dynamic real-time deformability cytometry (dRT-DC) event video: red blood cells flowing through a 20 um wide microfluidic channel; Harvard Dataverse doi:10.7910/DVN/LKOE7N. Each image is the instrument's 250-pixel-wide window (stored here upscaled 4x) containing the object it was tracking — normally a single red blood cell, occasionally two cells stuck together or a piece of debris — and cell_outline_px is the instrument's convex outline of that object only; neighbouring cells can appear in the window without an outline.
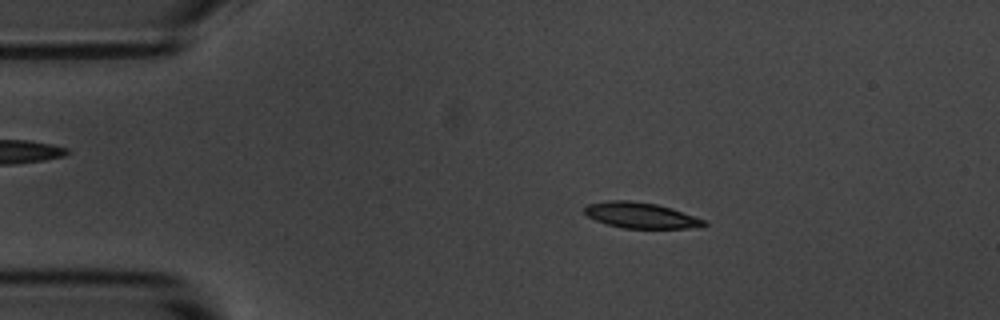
{"species": "common noctule bat (a hibernating species)", "species_latin": "Nyctalus noctula", "temperature_condition": "room temperature", "stored_images_in_passage": 54, "camera_frame_rate_fps": 3000, "um_per_image_px": 0.085, "animal": {"sex": "male", "body_mass_g": 20.1, "forearm_length_mm": 53.5}, "frame": {"image": 1, "passage_image": 9, "time_ms": 2.667, "image_size_px": [1000, 320], "cell_outline_px": [[708, 224], [688, 228], [624, 228], [608, 224], [596, 220], [588, 216], [584, 212], [584, 208], [588, 204], [608, 200], [628, 200], [656, 204], [672, 208], [704, 220]], "centroid_in_image_um": [54.43, 18.29], "position_along_channel_um": 30.6, "area_um2": 17.63}}
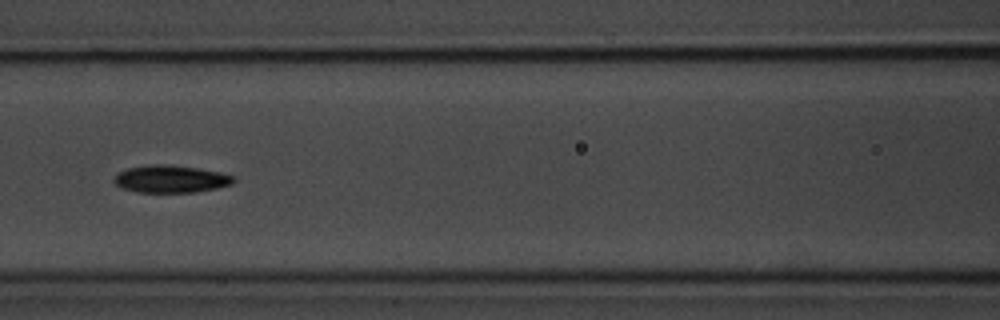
{"frame": {"image": 2, "passage_image": 23, "time_ms": 7.333, "image_size_px": [1000, 320], "cell_outline_px": [[236, 180], [232, 184], [216, 188], [196, 192], [136, 192], [124, 188], [116, 184], [112, 180], [120, 172], [128, 168], [152, 164], [168, 164], [196, 168], [220, 172], [232, 176]], "centroid_in_image_um": [14.52, 15.21], "position_along_channel_um": 152.1, "area_um2": 18.9}}
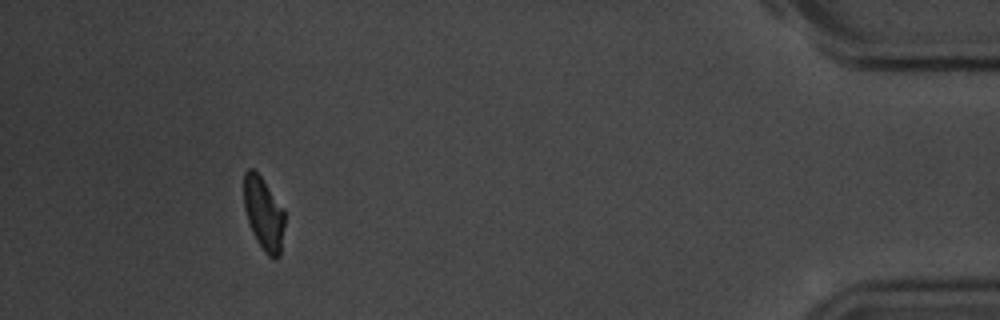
{"frame": {"image": 3, "passage_image": 50, "time_ms": 16.333, "image_size_px": [1000, 320], "cell_outline_px": [[284, 224], [280, 256], [276, 260], [268, 256], [264, 252], [256, 240], [252, 232], [244, 208], [244, 172], [248, 168], [252, 168], [260, 176], [284, 208]], "centroid_in_image_um": [22.41, 18.18], "position_along_channel_um": 412.8, "area_um2": 17.4}, "authors_computed_cell_mechanics": {"area_um2": 18.496, "velocity_mm_per_s": 3.602, "shape_relaxation_time_tau1_ms": 3.0186, "shape_relaxation_time_tau2_ms": null, "deformation_change_tau1": 0.1364, "deformation_change_tau2": null}}